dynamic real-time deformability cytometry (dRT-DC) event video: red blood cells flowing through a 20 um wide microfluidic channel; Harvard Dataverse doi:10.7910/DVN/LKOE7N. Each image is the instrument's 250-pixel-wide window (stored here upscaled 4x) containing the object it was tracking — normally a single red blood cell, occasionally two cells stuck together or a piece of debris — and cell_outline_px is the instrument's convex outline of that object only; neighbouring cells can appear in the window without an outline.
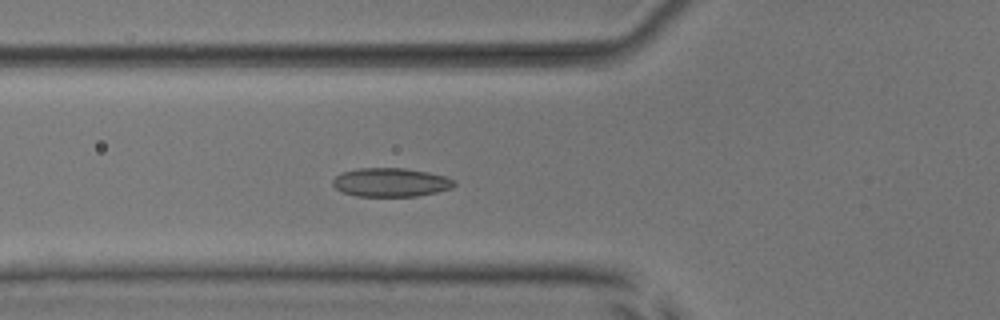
{"species": "common noctule bat (a hibernating species)", "species_latin": "Nyctalus noctula", "temperature_condition": "room temperature", "stored_images_in_passage": 55, "camera_frame_rate_fps": 3000, "um_per_image_px": 0.085, "animal": {"sex": "male", "body_mass_g": 17.9, "forearm_length_mm": 54.2}, "frame": {"image": 1, "passage_image": 21, "time_ms": 6.667, "image_size_px": [1000, 320], "cell_outline_px": [[456, 184], [452, 188], [436, 192], [416, 196], [356, 196], [344, 192], [336, 188], [332, 184], [332, 180], [340, 172], [356, 168], [404, 168], [428, 172], [444, 176], [456, 180]], "centroid_in_image_um": [33.21, 15.49], "position_along_channel_um": 92.6, "area_um2": 20.4}}
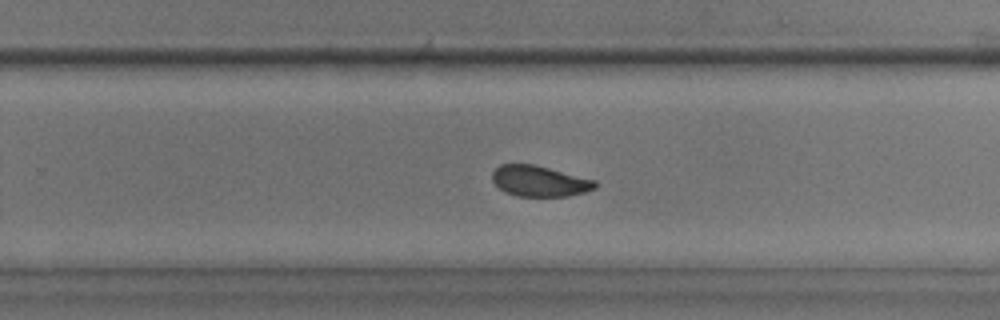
{"frame": {"image": 2, "passage_image": 36, "time_ms": 11.667, "image_size_px": [1000, 320], "cell_outline_px": [[596, 188], [584, 192], [568, 196], [516, 196], [504, 192], [492, 180], [492, 172], [500, 164], [536, 164], [596, 180]], "centroid_in_image_um": [45.85, 15.38], "position_along_channel_um": 283.9, "area_um2": 18.55}}
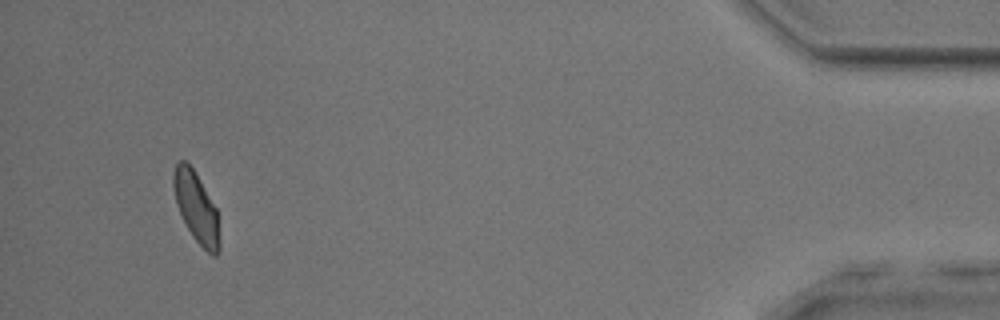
{"frame": {"image": 3, "passage_image": 52, "time_ms": 17.0, "image_size_px": [1000, 320], "cell_outline_px": [[220, 248], [216, 256], [212, 256], [192, 236], [176, 204], [172, 184], [172, 172], [176, 164], [180, 160], [184, 160], [192, 168], [200, 180], [216, 208], [220, 244]], "centroid_in_image_um": [16.67, 17.62], "position_along_channel_um": 418.5, "area_um2": 18.61}, "authors_computed_cell_mechanics": {"area_um2": 19.7098, "velocity_mm_per_s": 3.835, "shape_relaxation_time_tau1_ms": 4.5945, "shape_relaxation_time_tau2_ms": 1.7171, "deformation_change_tau1": 0.1094, "deformation_change_tau2": 0.0627}}